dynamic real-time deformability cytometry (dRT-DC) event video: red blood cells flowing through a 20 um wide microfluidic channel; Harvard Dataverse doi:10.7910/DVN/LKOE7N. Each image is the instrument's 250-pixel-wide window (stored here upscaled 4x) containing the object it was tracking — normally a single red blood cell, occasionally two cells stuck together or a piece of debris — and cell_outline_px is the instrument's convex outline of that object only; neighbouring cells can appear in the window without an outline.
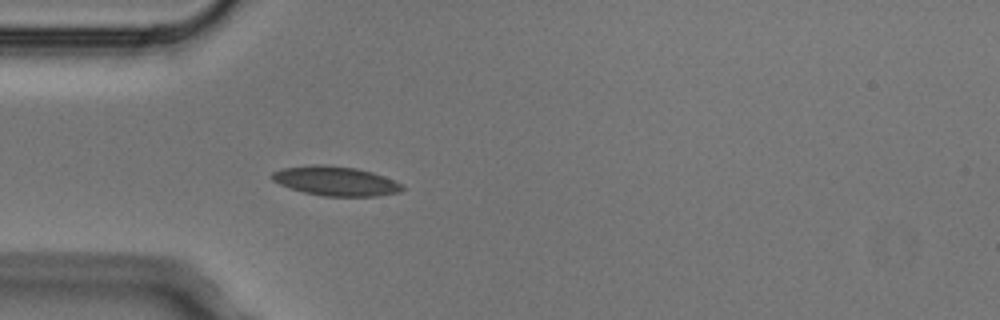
{"species": "Egyptian fruit bat (a non-hibernating species)", "species_latin": "Rousettus aegyptiacus", "temperature_condition": "cold", "stored_images_in_passage": 4, "camera_frame_rate_fps": 3000, "um_per_image_px": 0.085, "animal": {"sex": "male"}, "frame": {"image": 1, "passage_image": 4, "time_ms": 1.0, "image_size_px": [1000, 320], "cell_outline_px": [[404, 188], [400, 192], [376, 196], [324, 196], [304, 192], [280, 184], [272, 180], [272, 172], [284, 168], [312, 164], [324, 164], [356, 168], [372, 172], [384, 176], [404, 184]], "centroid_in_image_um": [28.56, 15.38], "position_along_channel_um": 56.4, "area_um2": 22.25}}